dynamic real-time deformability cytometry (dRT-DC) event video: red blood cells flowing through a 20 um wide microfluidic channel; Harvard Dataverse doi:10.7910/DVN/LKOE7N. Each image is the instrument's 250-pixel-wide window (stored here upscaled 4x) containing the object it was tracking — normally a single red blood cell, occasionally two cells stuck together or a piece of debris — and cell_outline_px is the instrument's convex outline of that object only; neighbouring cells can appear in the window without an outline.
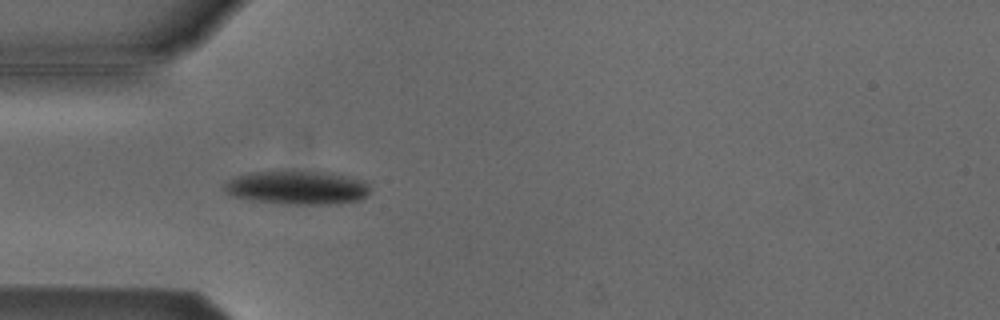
{"species": "Egyptian fruit bat (a non-hibernating species)", "species_latin": "Rousettus aegyptiacus", "temperature_condition": "cold", "stored_images_in_passage": 42, "camera_frame_rate_fps": 3000, "um_per_image_px": 0.085, "animal": {"sex": "male"}, "frame": {"image": 1, "passage_image": 4, "time_ms": 1.0, "image_size_px": [1000, 320], "cell_outline_px": [[368, 196], [360, 200], [336, 204], [280, 204], [252, 200], [232, 196], [224, 192], [224, 184], [236, 176], [248, 172], [332, 172], [364, 180], [368, 184]], "centroid_in_image_um": [25.28, 15.96], "position_along_channel_um": 59.7, "area_um2": 28.67}}
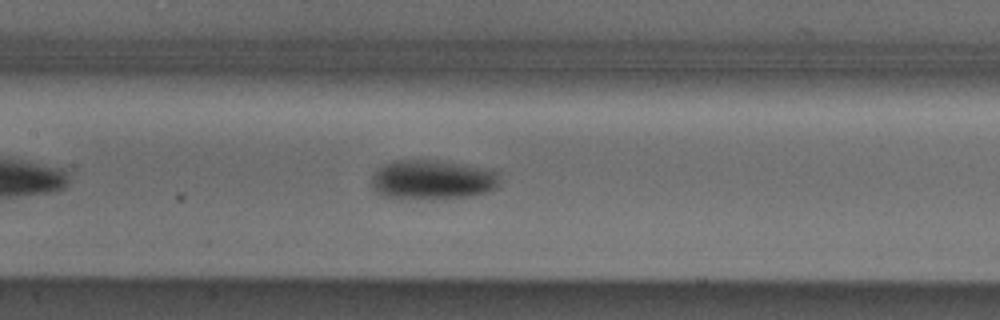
{"frame": {"image": 2, "passage_image": 13, "time_ms": 4.0, "image_size_px": [1000, 320], "cell_outline_px": [[500, 184], [492, 192], [472, 196], [384, 196], [376, 192], [372, 184], [372, 176], [384, 164], [392, 160], [436, 160], [492, 168], [500, 172]], "centroid_in_image_um": [36.89, 15.21], "position_along_channel_um": 170.5, "area_um2": 29.02}}
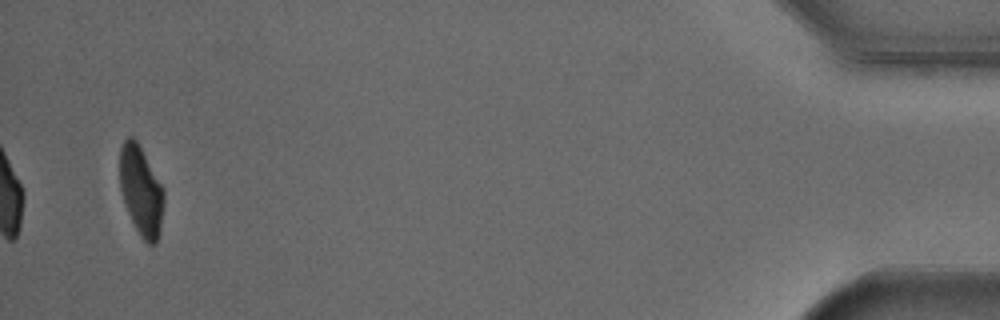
{"frame": {"image": 3, "passage_image": 40, "time_ms": 13.0, "image_size_px": [1000, 320], "cell_outline_px": [[164, 204], [160, 232], [156, 244], [148, 244], [140, 236], [128, 212], [120, 188], [120, 148], [124, 140], [128, 136], [132, 136], [136, 140], [164, 188]], "centroid_in_image_um": [12.0, 16.22], "position_along_channel_um": 423.2, "area_um2": 22.89}, "authors_computed_cell_mechanics": {"area_um2": 27.1949, "velocity_mm_per_s": 3.7841, "shape_relaxation_time_tau1_ms": 3.7921, "shape_relaxation_time_tau2_ms": null, "deformation_change_tau1": 0.1242, "deformation_change_tau2": null}}